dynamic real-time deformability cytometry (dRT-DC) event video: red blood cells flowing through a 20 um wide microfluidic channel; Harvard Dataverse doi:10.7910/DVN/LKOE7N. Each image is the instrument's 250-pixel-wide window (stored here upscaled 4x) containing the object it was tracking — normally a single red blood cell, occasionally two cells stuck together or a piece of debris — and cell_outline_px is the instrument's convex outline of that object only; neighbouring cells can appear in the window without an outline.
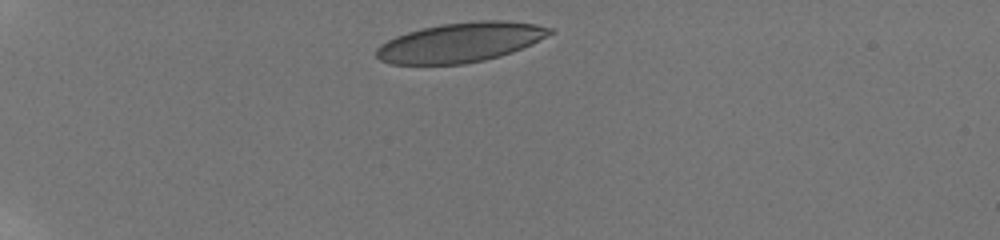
{"species": "human", "species_latin": "Homo sapiens", "temperature_condition": "room temperature", "stored_images_in_passage": 5, "camera_frame_rate_fps": 3000, "um_per_image_px": 0.085, "donor": {"sex": "male"}, "frame": {"image": 1, "passage_image": 1, "time_ms": 0.0, "image_size_px": [1000, 240], "cell_outline_px": [[556, 32], [532, 44], [512, 52], [500, 56], [484, 60], [464, 64], [392, 64], [380, 60], [376, 56], [376, 48], [380, 44], [396, 36], [420, 28], [440, 24], [480, 20], [500, 20], [536, 24], [552, 28]], "centroid_in_image_um": [39.16, 3.6], "position_along_channel_um": 45.8, "area_um2": 40.11}}
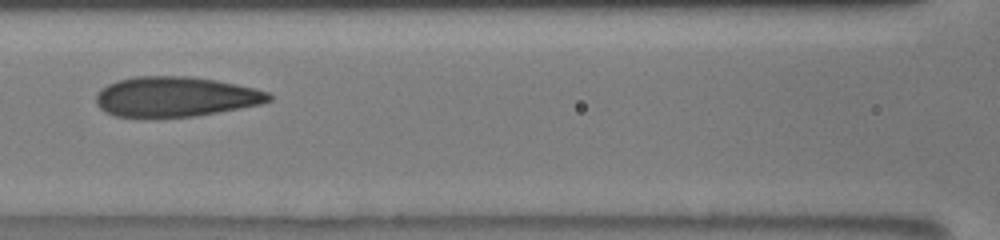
{"frame": {"image": 2, "passage_image": 5, "time_ms": 4.333, "image_size_px": [1000, 240], "cell_outline_px": [[272, 100], [260, 104], [196, 116], [116, 116], [100, 108], [96, 104], [96, 96], [100, 88], [116, 80], [136, 76], [188, 76], [216, 80], [256, 88], [268, 92], [272, 96]], "centroid_in_image_um": [14.92, 8.2], "position_along_channel_um": 151.7, "area_um2": 40.0}}